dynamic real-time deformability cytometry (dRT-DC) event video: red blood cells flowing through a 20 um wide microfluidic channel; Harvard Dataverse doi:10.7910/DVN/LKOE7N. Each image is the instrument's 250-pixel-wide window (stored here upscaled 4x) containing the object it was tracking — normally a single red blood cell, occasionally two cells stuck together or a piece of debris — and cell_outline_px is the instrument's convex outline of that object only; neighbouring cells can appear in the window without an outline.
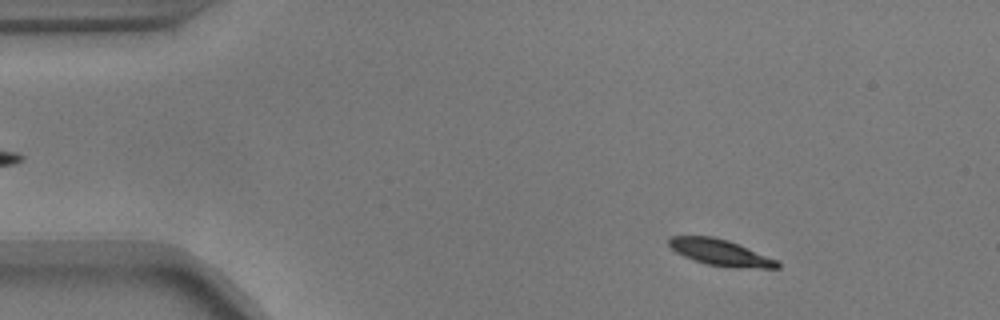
{"species": "common noctule bat (a hibernating species)", "species_latin": "Nyctalus noctula", "temperature_condition": "warm", "stored_images_in_passage": 54, "camera_frame_rate_fps": 3000, "um_per_image_px": 0.085, "animal": {"sex": "male", "body_mass_g": 17.9}, "frame": {"image": 1, "passage_image": 6, "time_ms": 1.667, "image_size_px": [1000, 320], "cell_outline_px": [[780, 268], [732, 268], [708, 264], [684, 256], [676, 252], [668, 244], [668, 240], [672, 236], [712, 236], [728, 240], [776, 260], [780, 264]], "centroid_in_image_um": [61.23, 21.47], "position_along_channel_um": 23.8, "area_um2": 16.3}}
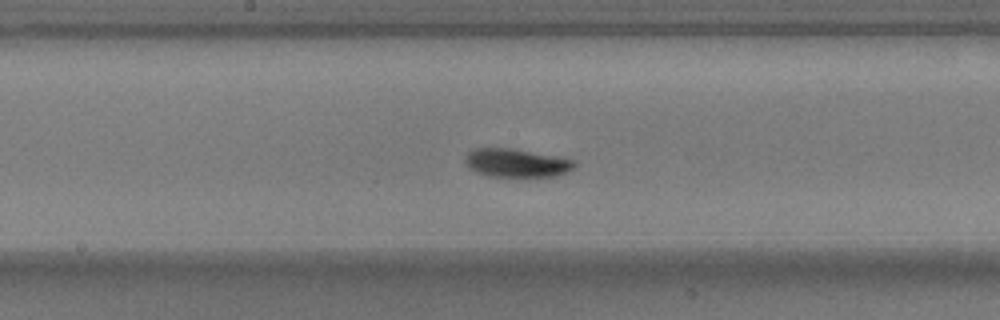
{"frame": {"image": 2, "passage_image": 27, "time_ms": 8.667, "image_size_px": [1000, 320], "cell_outline_px": [[576, 164], [572, 168], [556, 176], [488, 176], [476, 172], [468, 168], [464, 160], [468, 152], [476, 148], [512, 148], [572, 160]], "centroid_in_image_um": [43.81, 13.85], "position_along_channel_um": 204.4, "area_um2": 17.69}}
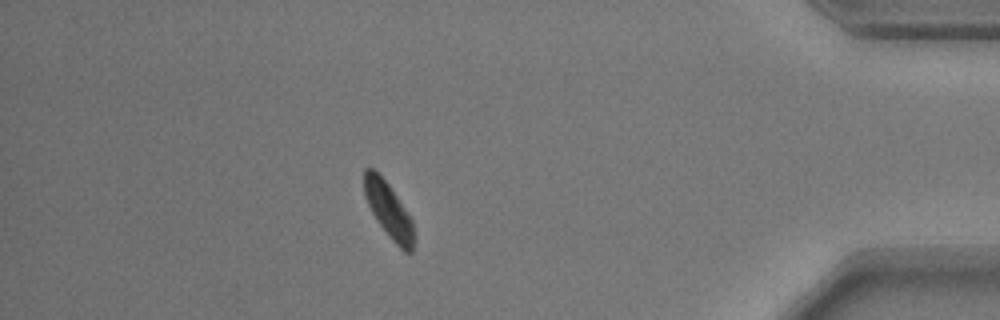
{"frame": {"image": 3, "passage_image": 47, "time_ms": 15.333, "image_size_px": [1000, 320], "cell_outline_px": [[416, 240], [412, 252], [404, 252], [392, 240], [376, 220], [364, 196], [364, 168], [372, 168], [388, 184], [412, 220], [416, 236]], "centroid_in_image_um": [33.06, 17.93], "position_along_channel_um": 402.1, "area_um2": 15.95}, "authors_computed_cell_mechanics": {"area_um2": 17.3689, "velocity_mm_per_s": 3.6194, "shape_relaxation_time_tau1_ms": 2.5001, "shape_relaxation_time_tau2_ms": null, "deformation_change_tau1": 0.1436, "deformation_change_tau2": null}}